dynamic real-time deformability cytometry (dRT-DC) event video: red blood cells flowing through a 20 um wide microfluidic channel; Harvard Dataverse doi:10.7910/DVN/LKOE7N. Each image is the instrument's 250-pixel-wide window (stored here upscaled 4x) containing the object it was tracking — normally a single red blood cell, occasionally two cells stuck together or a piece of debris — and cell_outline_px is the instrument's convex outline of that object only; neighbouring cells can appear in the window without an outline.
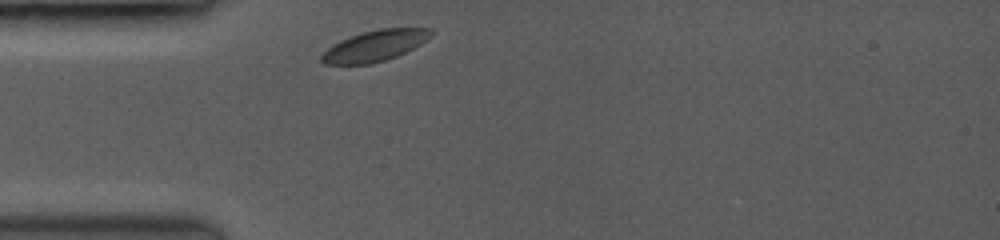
{"species": "common noctule bat (a hibernating species)", "species_latin": "Nyctalus noctula", "temperature_condition": "room temperature", "stored_images_in_passage": 34, "camera_frame_rate_fps": 3500, "um_per_image_px": 0.085, "animal": {"sex": "female", "body_mass_g": 19.0, "forearm_length_mm": 53.3}, "frame": {"image": 1, "passage_image": 1, "time_ms": 0.0, "image_size_px": [1000, 240], "cell_outline_px": [[432, 36], [420, 44], [396, 56], [384, 60], [368, 64], [324, 64], [320, 60], [320, 56], [332, 44], [340, 40], [364, 32], [380, 28], [432, 28]], "centroid_in_image_um": [31.85, 3.88], "position_along_channel_um": 53.1, "area_um2": 19.48}}
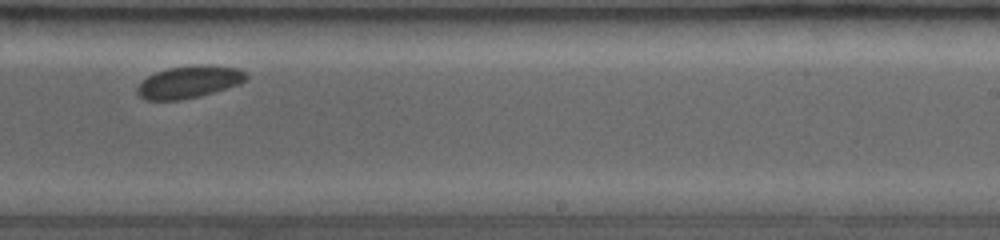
{"frame": {"image": 2, "passage_image": 16, "time_ms": 6.0, "image_size_px": [1000, 240], "cell_outline_px": [[248, 76], [244, 80], [236, 84], [212, 92], [196, 96], [176, 100], [148, 100], [140, 96], [136, 92], [136, 88], [148, 76], [156, 72], [168, 68], [196, 64], [208, 64], [240, 68]], "centroid_in_image_um": [16.05, 6.93], "position_along_channel_um": 273.0, "area_um2": 20.11}}
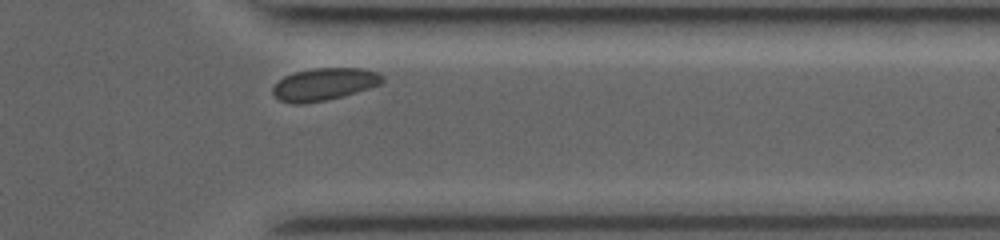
{"frame": {"image": 3, "passage_image": 30, "time_ms": 8.857, "image_size_px": [1000, 240], "cell_outline_px": [[384, 80], [380, 84], [356, 92], [324, 100], [304, 104], [292, 104], [280, 100], [272, 92], [272, 88], [284, 76], [296, 72], [316, 68], [360, 68], [376, 72], [384, 76]], "centroid_in_image_um": [27.55, 7.16], "position_along_channel_um": 383.9, "area_um2": 20.35}}